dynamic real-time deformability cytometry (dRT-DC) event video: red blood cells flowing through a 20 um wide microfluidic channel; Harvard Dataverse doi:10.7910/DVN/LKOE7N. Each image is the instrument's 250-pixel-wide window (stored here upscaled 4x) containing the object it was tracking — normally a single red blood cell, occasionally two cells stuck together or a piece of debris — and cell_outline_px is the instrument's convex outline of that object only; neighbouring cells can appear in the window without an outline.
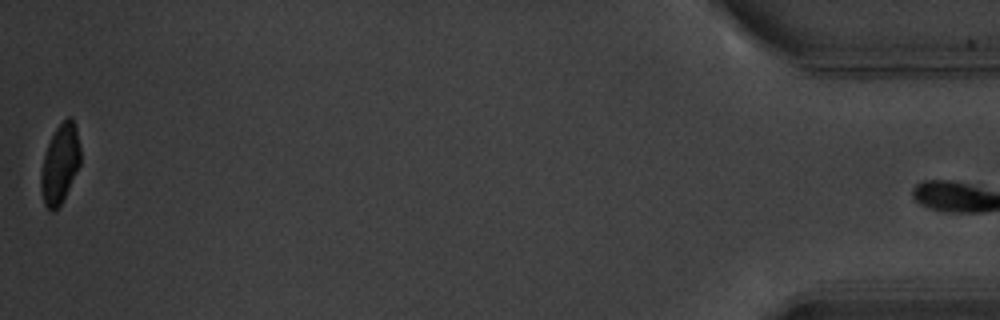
{"species": "common noctule bat (a hibernating species)", "species_latin": "Nyctalus noctula", "temperature_condition": "warm", "stored_images_in_passage": 15, "camera_frame_rate_fps": 3000, "um_per_image_px": 0.085, "animal": {"sex": "male", "body_mass_g": 20.1, "forearm_length_mm": 53.5}, "frame": {"image": 1, "passage_image": 15, "time_ms": 18.333, "image_size_px": [1000, 320], "cell_outline_px": [[80, 164], [60, 204], [52, 212], [44, 204], [40, 188], [40, 176], [44, 156], [48, 144], [56, 128], [68, 116], [72, 116], [76, 128], [80, 148]], "centroid_in_image_um": [5.09, 13.91], "position_along_channel_um": 430.1, "area_um2": 17.86}, "authors_computed_cell_mechanics": {"area_um2": 20.1144, "velocity_mm_per_s": 3.5906, "shape_relaxation_time_tau1_ms": 2.0362, "shape_relaxation_time_tau2_ms": 3.0417, "deformation_change_tau1": 0.0986, "deformation_change_tau2": 0.0523}}